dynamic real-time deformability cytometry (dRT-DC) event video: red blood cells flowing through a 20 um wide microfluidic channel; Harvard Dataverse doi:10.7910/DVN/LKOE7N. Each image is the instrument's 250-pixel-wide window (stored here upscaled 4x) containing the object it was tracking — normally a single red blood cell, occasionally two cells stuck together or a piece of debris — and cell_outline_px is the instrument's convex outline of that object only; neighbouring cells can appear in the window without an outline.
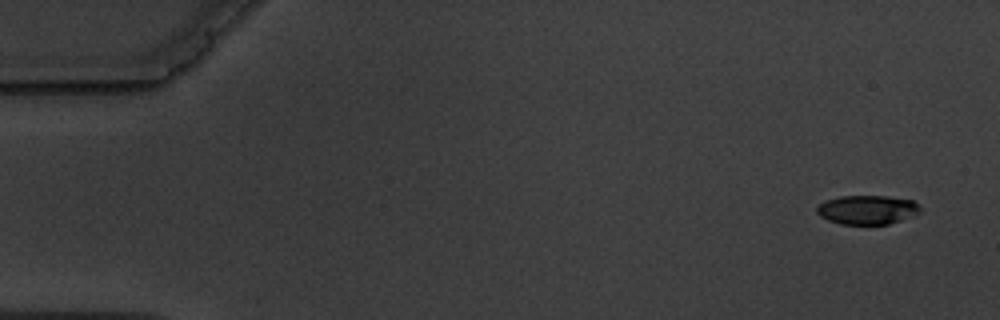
{"species": "common noctule bat (a hibernating species)", "species_latin": "Nyctalus noctula", "temperature_condition": "warm", "stored_images_in_passage": 6, "camera_frame_rate_fps": 3000, "um_per_image_px": 0.085, "animal": {"sex": "male", "body_mass_g": 19.5, "forearm_length_mm": 54.6}, "frame": {"image": 1, "passage_image": 1, "time_ms": 0.0, "image_size_px": [1000, 320], "cell_outline_px": [[920, 212], [912, 216], [888, 224], [840, 224], [828, 220], [820, 216], [816, 212], [816, 208], [824, 200], [840, 196], [888, 196], [912, 200], [920, 208]], "centroid_in_image_um": [73.68, 17.82], "position_along_channel_um": 11.3, "area_um2": 17.46}}
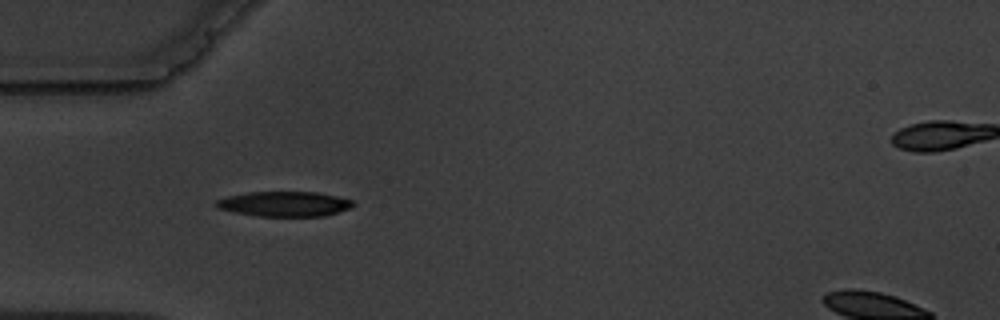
{"frame": {"image": 2, "passage_image": 5, "time_ms": 5.0, "image_size_px": [1000, 320], "cell_outline_px": [[356, 204], [352, 208], [324, 216], [256, 216], [236, 212], [220, 208], [216, 204], [216, 200], [228, 196], [248, 192], [316, 192], [336, 196], [352, 200]], "centroid_in_image_um": [24.24, 17.33], "position_along_channel_um": 60.8, "area_um2": 19.83}}
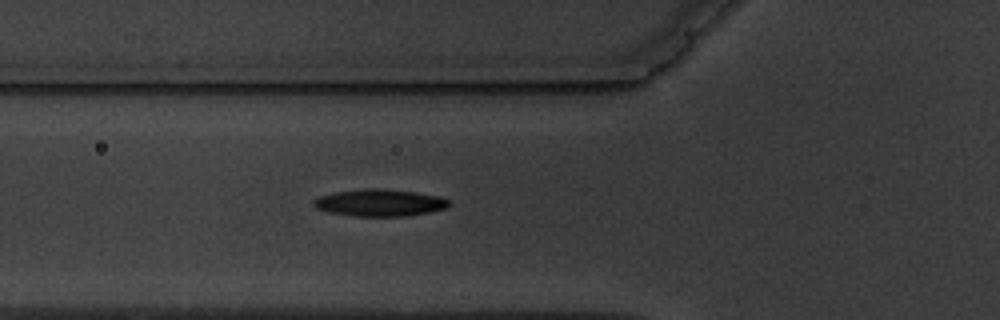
{"frame": {"image": 3, "passage_image": 6, "time_ms": 6.0, "image_size_px": [1000, 320], "cell_outline_px": [[452, 204], [448, 208], [408, 216], [352, 216], [328, 212], [316, 208], [312, 204], [312, 200], [320, 196], [336, 192], [364, 188], [380, 188], [416, 192], [440, 196], [452, 200]], "centroid_in_image_um": [32.32, 17.23], "position_along_channel_um": 93.5, "area_um2": 21.62}}